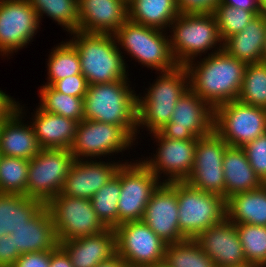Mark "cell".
<instances>
[{
    "instance_id": "obj_33",
    "label": "cell",
    "mask_w": 266,
    "mask_h": 267,
    "mask_svg": "<svg viewBox=\"0 0 266 267\" xmlns=\"http://www.w3.org/2000/svg\"><path fill=\"white\" fill-rule=\"evenodd\" d=\"M38 107L49 113L61 115L78 122L84 119V99L65 95L50 85H42L39 89Z\"/></svg>"
},
{
    "instance_id": "obj_22",
    "label": "cell",
    "mask_w": 266,
    "mask_h": 267,
    "mask_svg": "<svg viewBox=\"0 0 266 267\" xmlns=\"http://www.w3.org/2000/svg\"><path fill=\"white\" fill-rule=\"evenodd\" d=\"M25 108L18 102V108L0 124V154L8 157L31 160L41 147L32 124H25L22 112Z\"/></svg>"
},
{
    "instance_id": "obj_19",
    "label": "cell",
    "mask_w": 266,
    "mask_h": 267,
    "mask_svg": "<svg viewBox=\"0 0 266 267\" xmlns=\"http://www.w3.org/2000/svg\"><path fill=\"white\" fill-rule=\"evenodd\" d=\"M99 161V162H98ZM75 160L71 165L62 193L69 197L90 200L117 173L123 163L100 160Z\"/></svg>"
},
{
    "instance_id": "obj_30",
    "label": "cell",
    "mask_w": 266,
    "mask_h": 267,
    "mask_svg": "<svg viewBox=\"0 0 266 267\" xmlns=\"http://www.w3.org/2000/svg\"><path fill=\"white\" fill-rule=\"evenodd\" d=\"M179 14L177 0H131L128 3L129 20L163 31Z\"/></svg>"
},
{
    "instance_id": "obj_24",
    "label": "cell",
    "mask_w": 266,
    "mask_h": 267,
    "mask_svg": "<svg viewBox=\"0 0 266 267\" xmlns=\"http://www.w3.org/2000/svg\"><path fill=\"white\" fill-rule=\"evenodd\" d=\"M10 235L20 254L53 250L59 245L52 216L46 205Z\"/></svg>"
},
{
    "instance_id": "obj_41",
    "label": "cell",
    "mask_w": 266,
    "mask_h": 267,
    "mask_svg": "<svg viewBox=\"0 0 266 267\" xmlns=\"http://www.w3.org/2000/svg\"><path fill=\"white\" fill-rule=\"evenodd\" d=\"M52 87L65 95L74 97H85L87 92L88 83L86 78L82 74L69 76L67 78L56 81Z\"/></svg>"
},
{
    "instance_id": "obj_26",
    "label": "cell",
    "mask_w": 266,
    "mask_h": 267,
    "mask_svg": "<svg viewBox=\"0 0 266 267\" xmlns=\"http://www.w3.org/2000/svg\"><path fill=\"white\" fill-rule=\"evenodd\" d=\"M266 37V14L254 17L241 31L223 41V50L246 65L262 63Z\"/></svg>"
},
{
    "instance_id": "obj_6",
    "label": "cell",
    "mask_w": 266,
    "mask_h": 267,
    "mask_svg": "<svg viewBox=\"0 0 266 267\" xmlns=\"http://www.w3.org/2000/svg\"><path fill=\"white\" fill-rule=\"evenodd\" d=\"M165 32L128 19L113 35L118 49H124L133 60L152 70L167 72L174 70L178 64Z\"/></svg>"
},
{
    "instance_id": "obj_3",
    "label": "cell",
    "mask_w": 266,
    "mask_h": 267,
    "mask_svg": "<svg viewBox=\"0 0 266 267\" xmlns=\"http://www.w3.org/2000/svg\"><path fill=\"white\" fill-rule=\"evenodd\" d=\"M69 41L78 51L81 73L88 85L127 79L129 74L125 57L118 49L113 34L75 31ZM127 70V71H126ZM128 74V75H127Z\"/></svg>"
},
{
    "instance_id": "obj_39",
    "label": "cell",
    "mask_w": 266,
    "mask_h": 267,
    "mask_svg": "<svg viewBox=\"0 0 266 267\" xmlns=\"http://www.w3.org/2000/svg\"><path fill=\"white\" fill-rule=\"evenodd\" d=\"M235 225L246 261L266 266V226Z\"/></svg>"
},
{
    "instance_id": "obj_50",
    "label": "cell",
    "mask_w": 266,
    "mask_h": 267,
    "mask_svg": "<svg viewBox=\"0 0 266 267\" xmlns=\"http://www.w3.org/2000/svg\"><path fill=\"white\" fill-rule=\"evenodd\" d=\"M262 13L266 14V0H258Z\"/></svg>"
},
{
    "instance_id": "obj_31",
    "label": "cell",
    "mask_w": 266,
    "mask_h": 267,
    "mask_svg": "<svg viewBox=\"0 0 266 267\" xmlns=\"http://www.w3.org/2000/svg\"><path fill=\"white\" fill-rule=\"evenodd\" d=\"M46 62L48 77L45 85L52 86L60 79L82 74L78 51L68 40L52 48Z\"/></svg>"
},
{
    "instance_id": "obj_42",
    "label": "cell",
    "mask_w": 266,
    "mask_h": 267,
    "mask_svg": "<svg viewBox=\"0 0 266 267\" xmlns=\"http://www.w3.org/2000/svg\"><path fill=\"white\" fill-rule=\"evenodd\" d=\"M219 0H177V8L181 14L213 13Z\"/></svg>"
},
{
    "instance_id": "obj_13",
    "label": "cell",
    "mask_w": 266,
    "mask_h": 267,
    "mask_svg": "<svg viewBox=\"0 0 266 267\" xmlns=\"http://www.w3.org/2000/svg\"><path fill=\"white\" fill-rule=\"evenodd\" d=\"M133 161L121 165L118 225L127 221H141L152 193L161 183L141 160Z\"/></svg>"
},
{
    "instance_id": "obj_11",
    "label": "cell",
    "mask_w": 266,
    "mask_h": 267,
    "mask_svg": "<svg viewBox=\"0 0 266 267\" xmlns=\"http://www.w3.org/2000/svg\"><path fill=\"white\" fill-rule=\"evenodd\" d=\"M117 254L127 267H160L167 243L141 221H127L115 228Z\"/></svg>"
},
{
    "instance_id": "obj_40",
    "label": "cell",
    "mask_w": 266,
    "mask_h": 267,
    "mask_svg": "<svg viewBox=\"0 0 266 267\" xmlns=\"http://www.w3.org/2000/svg\"><path fill=\"white\" fill-rule=\"evenodd\" d=\"M250 166L261 181L266 184V133L242 147Z\"/></svg>"
},
{
    "instance_id": "obj_49",
    "label": "cell",
    "mask_w": 266,
    "mask_h": 267,
    "mask_svg": "<svg viewBox=\"0 0 266 267\" xmlns=\"http://www.w3.org/2000/svg\"><path fill=\"white\" fill-rule=\"evenodd\" d=\"M229 267H266V266L261 265V264H257V263L244 262L242 264L233 265V266H229Z\"/></svg>"
},
{
    "instance_id": "obj_17",
    "label": "cell",
    "mask_w": 266,
    "mask_h": 267,
    "mask_svg": "<svg viewBox=\"0 0 266 267\" xmlns=\"http://www.w3.org/2000/svg\"><path fill=\"white\" fill-rule=\"evenodd\" d=\"M40 21L28 0L0 1V56L16 53L37 34Z\"/></svg>"
},
{
    "instance_id": "obj_18",
    "label": "cell",
    "mask_w": 266,
    "mask_h": 267,
    "mask_svg": "<svg viewBox=\"0 0 266 267\" xmlns=\"http://www.w3.org/2000/svg\"><path fill=\"white\" fill-rule=\"evenodd\" d=\"M142 221L167 244L187 239L178 225L176 182L158 185L146 205Z\"/></svg>"
},
{
    "instance_id": "obj_21",
    "label": "cell",
    "mask_w": 266,
    "mask_h": 267,
    "mask_svg": "<svg viewBox=\"0 0 266 267\" xmlns=\"http://www.w3.org/2000/svg\"><path fill=\"white\" fill-rule=\"evenodd\" d=\"M78 15V31L114 34L128 20V4L124 0H78Z\"/></svg>"
},
{
    "instance_id": "obj_34",
    "label": "cell",
    "mask_w": 266,
    "mask_h": 267,
    "mask_svg": "<svg viewBox=\"0 0 266 267\" xmlns=\"http://www.w3.org/2000/svg\"><path fill=\"white\" fill-rule=\"evenodd\" d=\"M121 193V166L116 175L90 199L98 218L107 228L118 226V200Z\"/></svg>"
},
{
    "instance_id": "obj_1",
    "label": "cell",
    "mask_w": 266,
    "mask_h": 267,
    "mask_svg": "<svg viewBox=\"0 0 266 267\" xmlns=\"http://www.w3.org/2000/svg\"><path fill=\"white\" fill-rule=\"evenodd\" d=\"M207 55L198 63L194 59L184 67L188 74L189 89L215 110L226 102L238 100L246 64L223 49Z\"/></svg>"
},
{
    "instance_id": "obj_52",
    "label": "cell",
    "mask_w": 266,
    "mask_h": 267,
    "mask_svg": "<svg viewBox=\"0 0 266 267\" xmlns=\"http://www.w3.org/2000/svg\"><path fill=\"white\" fill-rule=\"evenodd\" d=\"M127 4L131 1V0H124Z\"/></svg>"
},
{
    "instance_id": "obj_28",
    "label": "cell",
    "mask_w": 266,
    "mask_h": 267,
    "mask_svg": "<svg viewBox=\"0 0 266 267\" xmlns=\"http://www.w3.org/2000/svg\"><path fill=\"white\" fill-rule=\"evenodd\" d=\"M226 218L234 224L266 226V184L229 197Z\"/></svg>"
},
{
    "instance_id": "obj_51",
    "label": "cell",
    "mask_w": 266,
    "mask_h": 267,
    "mask_svg": "<svg viewBox=\"0 0 266 267\" xmlns=\"http://www.w3.org/2000/svg\"><path fill=\"white\" fill-rule=\"evenodd\" d=\"M262 62L266 63V37H265L264 47H263V52H262Z\"/></svg>"
},
{
    "instance_id": "obj_36",
    "label": "cell",
    "mask_w": 266,
    "mask_h": 267,
    "mask_svg": "<svg viewBox=\"0 0 266 267\" xmlns=\"http://www.w3.org/2000/svg\"><path fill=\"white\" fill-rule=\"evenodd\" d=\"M238 100L266 109V63L246 65Z\"/></svg>"
},
{
    "instance_id": "obj_5",
    "label": "cell",
    "mask_w": 266,
    "mask_h": 267,
    "mask_svg": "<svg viewBox=\"0 0 266 267\" xmlns=\"http://www.w3.org/2000/svg\"><path fill=\"white\" fill-rule=\"evenodd\" d=\"M169 32L171 53L176 63L181 66L197 59L198 55L202 57L205 53L206 56L208 50L212 49L215 53L223 49V41L213 13H180L170 24Z\"/></svg>"
},
{
    "instance_id": "obj_7",
    "label": "cell",
    "mask_w": 266,
    "mask_h": 267,
    "mask_svg": "<svg viewBox=\"0 0 266 267\" xmlns=\"http://www.w3.org/2000/svg\"><path fill=\"white\" fill-rule=\"evenodd\" d=\"M178 225L187 239H195L203 230L226 218V199L204 192L186 181L176 182Z\"/></svg>"
},
{
    "instance_id": "obj_47",
    "label": "cell",
    "mask_w": 266,
    "mask_h": 267,
    "mask_svg": "<svg viewBox=\"0 0 266 267\" xmlns=\"http://www.w3.org/2000/svg\"><path fill=\"white\" fill-rule=\"evenodd\" d=\"M219 3L248 11H261L258 0H219Z\"/></svg>"
},
{
    "instance_id": "obj_38",
    "label": "cell",
    "mask_w": 266,
    "mask_h": 267,
    "mask_svg": "<svg viewBox=\"0 0 266 267\" xmlns=\"http://www.w3.org/2000/svg\"><path fill=\"white\" fill-rule=\"evenodd\" d=\"M261 13L262 11H248L222 3H218L213 11L222 41L241 32L254 17Z\"/></svg>"
},
{
    "instance_id": "obj_12",
    "label": "cell",
    "mask_w": 266,
    "mask_h": 267,
    "mask_svg": "<svg viewBox=\"0 0 266 267\" xmlns=\"http://www.w3.org/2000/svg\"><path fill=\"white\" fill-rule=\"evenodd\" d=\"M133 143L135 139L122 126L83 119L78 123L70 152L75 160L109 158L129 150Z\"/></svg>"
},
{
    "instance_id": "obj_8",
    "label": "cell",
    "mask_w": 266,
    "mask_h": 267,
    "mask_svg": "<svg viewBox=\"0 0 266 267\" xmlns=\"http://www.w3.org/2000/svg\"><path fill=\"white\" fill-rule=\"evenodd\" d=\"M74 161L68 149H41L29 161L26 196L47 204L61 193Z\"/></svg>"
},
{
    "instance_id": "obj_27",
    "label": "cell",
    "mask_w": 266,
    "mask_h": 267,
    "mask_svg": "<svg viewBox=\"0 0 266 267\" xmlns=\"http://www.w3.org/2000/svg\"><path fill=\"white\" fill-rule=\"evenodd\" d=\"M223 171L226 200L235 194L258 189L264 184L250 166L242 147H227L223 158Z\"/></svg>"
},
{
    "instance_id": "obj_35",
    "label": "cell",
    "mask_w": 266,
    "mask_h": 267,
    "mask_svg": "<svg viewBox=\"0 0 266 267\" xmlns=\"http://www.w3.org/2000/svg\"><path fill=\"white\" fill-rule=\"evenodd\" d=\"M37 12L41 23L44 14L67 32L78 31V0H28Z\"/></svg>"
},
{
    "instance_id": "obj_9",
    "label": "cell",
    "mask_w": 266,
    "mask_h": 267,
    "mask_svg": "<svg viewBox=\"0 0 266 267\" xmlns=\"http://www.w3.org/2000/svg\"><path fill=\"white\" fill-rule=\"evenodd\" d=\"M214 131L229 145L243 147L266 133V109L239 100L215 109Z\"/></svg>"
},
{
    "instance_id": "obj_20",
    "label": "cell",
    "mask_w": 266,
    "mask_h": 267,
    "mask_svg": "<svg viewBox=\"0 0 266 267\" xmlns=\"http://www.w3.org/2000/svg\"><path fill=\"white\" fill-rule=\"evenodd\" d=\"M213 259L217 267H229L247 262L236 225L225 218L194 239Z\"/></svg>"
},
{
    "instance_id": "obj_37",
    "label": "cell",
    "mask_w": 266,
    "mask_h": 267,
    "mask_svg": "<svg viewBox=\"0 0 266 267\" xmlns=\"http://www.w3.org/2000/svg\"><path fill=\"white\" fill-rule=\"evenodd\" d=\"M29 160L0 156V193L26 196Z\"/></svg>"
},
{
    "instance_id": "obj_10",
    "label": "cell",
    "mask_w": 266,
    "mask_h": 267,
    "mask_svg": "<svg viewBox=\"0 0 266 267\" xmlns=\"http://www.w3.org/2000/svg\"><path fill=\"white\" fill-rule=\"evenodd\" d=\"M58 242L101 233L107 227L98 218L90 200L69 197L62 192L47 204Z\"/></svg>"
},
{
    "instance_id": "obj_45",
    "label": "cell",
    "mask_w": 266,
    "mask_h": 267,
    "mask_svg": "<svg viewBox=\"0 0 266 267\" xmlns=\"http://www.w3.org/2000/svg\"><path fill=\"white\" fill-rule=\"evenodd\" d=\"M15 100L0 89V124L18 108V102Z\"/></svg>"
},
{
    "instance_id": "obj_4",
    "label": "cell",
    "mask_w": 266,
    "mask_h": 267,
    "mask_svg": "<svg viewBox=\"0 0 266 267\" xmlns=\"http://www.w3.org/2000/svg\"><path fill=\"white\" fill-rule=\"evenodd\" d=\"M159 77L150 84L143 96L137 95V132L146 128L148 134L160 131L170 122L175 104L189 89V79L184 66L158 72ZM141 127V128H140ZM139 129V130H138Z\"/></svg>"
},
{
    "instance_id": "obj_15",
    "label": "cell",
    "mask_w": 266,
    "mask_h": 267,
    "mask_svg": "<svg viewBox=\"0 0 266 267\" xmlns=\"http://www.w3.org/2000/svg\"><path fill=\"white\" fill-rule=\"evenodd\" d=\"M158 147L153 157L141 161L156 175L161 183L183 182L189 177L194 165L198 138L176 140L164 137L159 131L151 133ZM143 159V160H142ZM149 159V160H148ZM167 178V179H166Z\"/></svg>"
},
{
    "instance_id": "obj_25",
    "label": "cell",
    "mask_w": 266,
    "mask_h": 267,
    "mask_svg": "<svg viewBox=\"0 0 266 267\" xmlns=\"http://www.w3.org/2000/svg\"><path fill=\"white\" fill-rule=\"evenodd\" d=\"M30 123L41 149L70 150L78 127V121L61 115L45 112L38 106Z\"/></svg>"
},
{
    "instance_id": "obj_14",
    "label": "cell",
    "mask_w": 266,
    "mask_h": 267,
    "mask_svg": "<svg viewBox=\"0 0 266 267\" xmlns=\"http://www.w3.org/2000/svg\"><path fill=\"white\" fill-rule=\"evenodd\" d=\"M215 110L188 89L177 101L170 122L159 132L168 139L192 140L214 131Z\"/></svg>"
},
{
    "instance_id": "obj_16",
    "label": "cell",
    "mask_w": 266,
    "mask_h": 267,
    "mask_svg": "<svg viewBox=\"0 0 266 267\" xmlns=\"http://www.w3.org/2000/svg\"><path fill=\"white\" fill-rule=\"evenodd\" d=\"M228 146L215 131L198 138L194 165L186 182L201 191L225 198L223 158Z\"/></svg>"
},
{
    "instance_id": "obj_29",
    "label": "cell",
    "mask_w": 266,
    "mask_h": 267,
    "mask_svg": "<svg viewBox=\"0 0 266 267\" xmlns=\"http://www.w3.org/2000/svg\"><path fill=\"white\" fill-rule=\"evenodd\" d=\"M46 204L21 194L0 193V235H10Z\"/></svg>"
},
{
    "instance_id": "obj_46",
    "label": "cell",
    "mask_w": 266,
    "mask_h": 267,
    "mask_svg": "<svg viewBox=\"0 0 266 267\" xmlns=\"http://www.w3.org/2000/svg\"><path fill=\"white\" fill-rule=\"evenodd\" d=\"M50 267H73L70 257L60 245L50 250Z\"/></svg>"
},
{
    "instance_id": "obj_2",
    "label": "cell",
    "mask_w": 266,
    "mask_h": 267,
    "mask_svg": "<svg viewBox=\"0 0 266 267\" xmlns=\"http://www.w3.org/2000/svg\"><path fill=\"white\" fill-rule=\"evenodd\" d=\"M130 80L88 85L84 97V119L122 126L135 140L137 132V94Z\"/></svg>"
},
{
    "instance_id": "obj_32",
    "label": "cell",
    "mask_w": 266,
    "mask_h": 267,
    "mask_svg": "<svg viewBox=\"0 0 266 267\" xmlns=\"http://www.w3.org/2000/svg\"><path fill=\"white\" fill-rule=\"evenodd\" d=\"M163 267H217L194 239L167 244Z\"/></svg>"
},
{
    "instance_id": "obj_44",
    "label": "cell",
    "mask_w": 266,
    "mask_h": 267,
    "mask_svg": "<svg viewBox=\"0 0 266 267\" xmlns=\"http://www.w3.org/2000/svg\"><path fill=\"white\" fill-rule=\"evenodd\" d=\"M21 254L14 246L11 235H0V267H12Z\"/></svg>"
},
{
    "instance_id": "obj_48",
    "label": "cell",
    "mask_w": 266,
    "mask_h": 267,
    "mask_svg": "<svg viewBox=\"0 0 266 267\" xmlns=\"http://www.w3.org/2000/svg\"><path fill=\"white\" fill-rule=\"evenodd\" d=\"M96 267H127L126 262L118 255H114L109 260L101 262Z\"/></svg>"
},
{
    "instance_id": "obj_23",
    "label": "cell",
    "mask_w": 266,
    "mask_h": 267,
    "mask_svg": "<svg viewBox=\"0 0 266 267\" xmlns=\"http://www.w3.org/2000/svg\"><path fill=\"white\" fill-rule=\"evenodd\" d=\"M59 245L70 257L73 267H96L117 254L114 228H107L94 235L61 241Z\"/></svg>"
},
{
    "instance_id": "obj_43",
    "label": "cell",
    "mask_w": 266,
    "mask_h": 267,
    "mask_svg": "<svg viewBox=\"0 0 266 267\" xmlns=\"http://www.w3.org/2000/svg\"><path fill=\"white\" fill-rule=\"evenodd\" d=\"M12 267H50V250L21 254Z\"/></svg>"
}]
</instances>
